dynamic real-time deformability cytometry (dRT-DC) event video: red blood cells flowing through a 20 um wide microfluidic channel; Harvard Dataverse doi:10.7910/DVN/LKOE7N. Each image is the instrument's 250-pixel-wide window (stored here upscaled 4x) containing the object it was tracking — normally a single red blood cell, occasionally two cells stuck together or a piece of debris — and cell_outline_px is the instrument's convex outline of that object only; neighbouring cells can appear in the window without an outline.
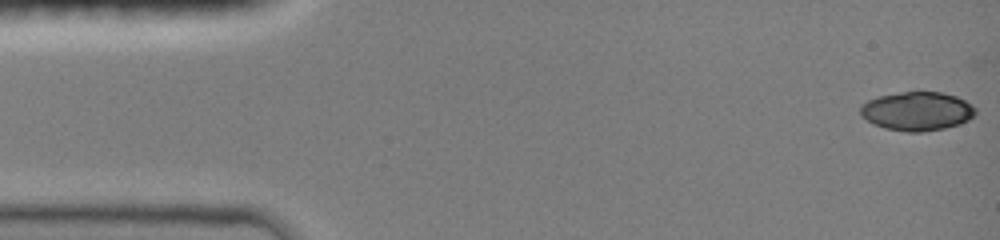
{"species": "common noctule bat (a hibernating species)", "species_latin": "Nyctalus noctula", "temperature_condition": "room temperature", "stored_images_in_passage": 47, "camera_frame_rate_fps": 3000, "um_per_image_px": 0.085, "animal": {"sex": "female", "body_mass_g": 19.0, "forearm_length_mm": 51.5}, "frame": {"image": 1, "passage_image": 1, "time_ms": 0.0, "image_size_px": [1000, 240], "cell_outline_px": [[976, 112], [968, 120], [960, 124], [944, 128], [924, 132], [908, 132], [884, 128], [872, 124], [860, 116], [860, 104], [876, 96], [900, 92], [940, 92], [956, 96], [972, 104], [976, 108]], "centroid_in_image_um": [77.91, 9.45], "position_along_channel_um": 7.1, "area_um2": 26.3}}
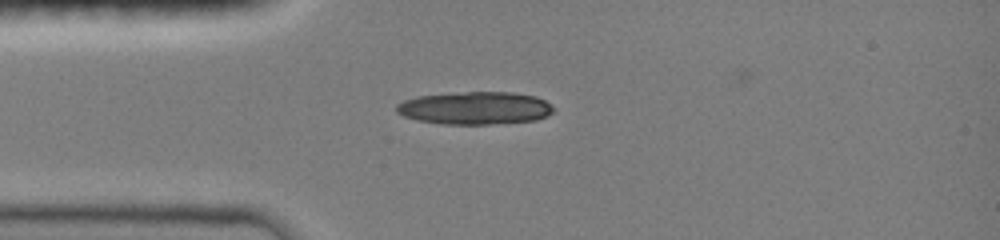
{"frame": {"image": 2, "passage_image": 12, "time_ms": 3.667, "image_size_px": [1000, 240], "cell_outline_px": [[556, 108], [548, 116], [536, 120], [488, 124], [440, 124], [416, 120], [404, 116], [396, 112], [396, 104], [404, 100], [416, 96], [468, 92], [512, 92], [536, 96], [552, 104]], "centroid_in_image_um": [40.39, 9.19], "position_along_channel_um": 44.6, "area_um2": 30.11}}